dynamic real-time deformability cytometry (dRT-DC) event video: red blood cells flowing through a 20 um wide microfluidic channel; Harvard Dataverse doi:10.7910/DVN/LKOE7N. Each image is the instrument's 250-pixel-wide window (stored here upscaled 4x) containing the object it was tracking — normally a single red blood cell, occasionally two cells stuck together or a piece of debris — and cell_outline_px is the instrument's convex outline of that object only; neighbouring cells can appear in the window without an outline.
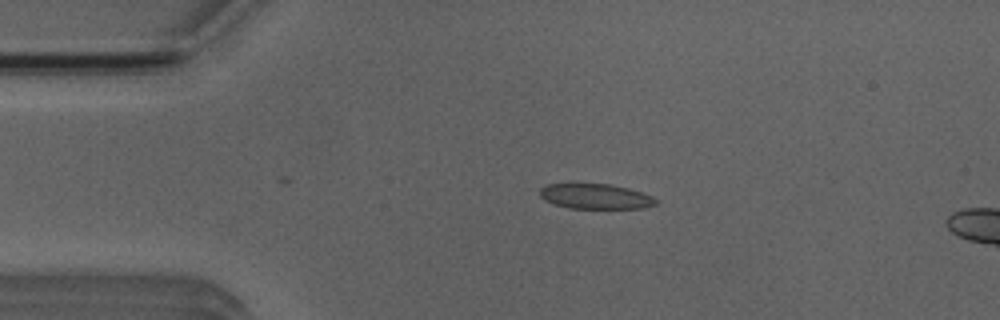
{"species": "Egyptian fruit bat (a non-hibernating species)", "species_latin": "Rousettus aegyptiacus", "temperature_condition": "room temperature", "stored_images_in_passage": 4, "camera_frame_rate_fps": 3000, "um_per_image_px": 0.085, "animal": {"sex": "male"}, "frame": {"image": 1, "passage_image": 3, "time_ms": 2.333, "image_size_px": [1000, 320], "cell_outline_px": [[660, 200], [656, 204], [644, 208], [568, 208], [552, 204], [544, 200], [540, 196], [540, 188], [548, 184], [608, 184], [628, 188], [652, 196]], "centroid_in_image_um": [50.61, 16.7], "position_along_channel_um": 34.4, "area_um2": 16.99}}